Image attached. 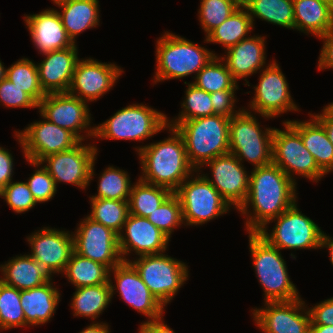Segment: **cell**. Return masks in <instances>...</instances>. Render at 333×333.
Returning <instances> with one entry per match:
<instances>
[{
    "instance_id": "obj_22",
    "label": "cell",
    "mask_w": 333,
    "mask_h": 333,
    "mask_svg": "<svg viewBox=\"0 0 333 333\" xmlns=\"http://www.w3.org/2000/svg\"><path fill=\"white\" fill-rule=\"evenodd\" d=\"M170 241L147 218L128 214L119 234V250L123 261L129 262V256L133 252L137 257L166 252Z\"/></svg>"
},
{
    "instance_id": "obj_13",
    "label": "cell",
    "mask_w": 333,
    "mask_h": 333,
    "mask_svg": "<svg viewBox=\"0 0 333 333\" xmlns=\"http://www.w3.org/2000/svg\"><path fill=\"white\" fill-rule=\"evenodd\" d=\"M95 144H84L81 141L70 150L54 153L43 158L40 163L50 176L58 183L71 184L86 190L94 179L95 164L98 154Z\"/></svg>"
},
{
    "instance_id": "obj_39",
    "label": "cell",
    "mask_w": 333,
    "mask_h": 333,
    "mask_svg": "<svg viewBox=\"0 0 333 333\" xmlns=\"http://www.w3.org/2000/svg\"><path fill=\"white\" fill-rule=\"evenodd\" d=\"M6 78L25 91L37 104L46 95L39 82L37 65L29 58H21L8 67Z\"/></svg>"
},
{
    "instance_id": "obj_53",
    "label": "cell",
    "mask_w": 333,
    "mask_h": 333,
    "mask_svg": "<svg viewBox=\"0 0 333 333\" xmlns=\"http://www.w3.org/2000/svg\"><path fill=\"white\" fill-rule=\"evenodd\" d=\"M78 333H111L108 323L105 322H92L86 328Z\"/></svg>"
},
{
    "instance_id": "obj_60",
    "label": "cell",
    "mask_w": 333,
    "mask_h": 333,
    "mask_svg": "<svg viewBox=\"0 0 333 333\" xmlns=\"http://www.w3.org/2000/svg\"><path fill=\"white\" fill-rule=\"evenodd\" d=\"M328 105L333 109V102L328 103Z\"/></svg>"
},
{
    "instance_id": "obj_24",
    "label": "cell",
    "mask_w": 333,
    "mask_h": 333,
    "mask_svg": "<svg viewBox=\"0 0 333 333\" xmlns=\"http://www.w3.org/2000/svg\"><path fill=\"white\" fill-rule=\"evenodd\" d=\"M77 47L74 44L66 49L42 54L45 58L36 65L41 88L46 94L68 92L80 60Z\"/></svg>"
},
{
    "instance_id": "obj_17",
    "label": "cell",
    "mask_w": 333,
    "mask_h": 333,
    "mask_svg": "<svg viewBox=\"0 0 333 333\" xmlns=\"http://www.w3.org/2000/svg\"><path fill=\"white\" fill-rule=\"evenodd\" d=\"M112 273L114 282L111 279ZM109 283L111 298L116 294L115 292L119 293V297L124 300V303L146 318L148 317L144 322L163 316L166 308L151 293L130 262L123 261L110 270Z\"/></svg>"
},
{
    "instance_id": "obj_54",
    "label": "cell",
    "mask_w": 333,
    "mask_h": 333,
    "mask_svg": "<svg viewBox=\"0 0 333 333\" xmlns=\"http://www.w3.org/2000/svg\"><path fill=\"white\" fill-rule=\"evenodd\" d=\"M326 248L329 252V259L331 262V265L333 266V237L327 235L323 232L322 240H321V247L320 249Z\"/></svg>"
},
{
    "instance_id": "obj_58",
    "label": "cell",
    "mask_w": 333,
    "mask_h": 333,
    "mask_svg": "<svg viewBox=\"0 0 333 333\" xmlns=\"http://www.w3.org/2000/svg\"><path fill=\"white\" fill-rule=\"evenodd\" d=\"M53 2V4L57 5L59 3H62V2H65V1H68V0H51Z\"/></svg>"
},
{
    "instance_id": "obj_33",
    "label": "cell",
    "mask_w": 333,
    "mask_h": 333,
    "mask_svg": "<svg viewBox=\"0 0 333 333\" xmlns=\"http://www.w3.org/2000/svg\"><path fill=\"white\" fill-rule=\"evenodd\" d=\"M110 269L73 251L62 276L75 288L94 286L109 282Z\"/></svg>"
},
{
    "instance_id": "obj_35",
    "label": "cell",
    "mask_w": 333,
    "mask_h": 333,
    "mask_svg": "<svg viewBox=\"0 0 333 333\" xmlns=\"http://www.w3.org/2000/svg\"><path fill=\"white\" fill-rule=\"evenodd\" d=\"M244 7L254 25L258 18L294 31L293 0H250Z\"/></svg>"
},
{
    "instance_id": "obj_38",
    "label": "cell",
    "mask_w": 333,
    "mask_h": 333,
    "mask_svg": "<svg viewBox=\"0 0 333 333\" xmlns=\"http://www.w3.org/2000/svg\"><path fill=\"white\" fill-rule=\"evenodd\" d=\"M89 202L91 212L87 216L119 235L129 214L128 201L89 198Z\"/></svg>"
},
{
    "instance_id": "obj_7",
    "label": "cell",
    "mask_w": 333,
    "mask_h": 333,
    "mask_svg": "<svg viewBox=\"0 0 333 333\" xmlns=\"http://www.w3.org/2000/svg\"><path fill=\"white\" fill-rule=\"evenodd\" d=\"M256 116L258 115L243 108L230 118L229 123V153H232L240 163L248 161L254 166L253 168L272 163V140L275 129L265 126V129L262 128Z\"/></svg>"
},
{
    "instance_id": "obj_8",
    "label": "cell",
    "mask_w": 333,
    "mask_h": 333,
    "mask_svg": "<svg viewBox=\"0 0 333 333\" xmlns=\"http://www.w3.org/2000/svg\"><path fill=\"white\" fill-rule=\"evenodd\" d=\"M297 205L298 201L270 220L258 234L279 250L320 249L324 231L315 221L304 215ZM273 222L275 224L269 230L267 225Z\"/></svg>"
},
{
    "instance_id": "obj_50",
    "label": "cell",
    "mask_w": 333,
    "mask_h": 333,
    "mask_svg": "<svg viewBox=\"0 0 333 333\" xmlns=\"http://www.w3.org/2000/svg\"><path fill=\"white\" fill-rule=\"evenodd\" d=\"M14 166L12 153L0 146V191L13 180Z\"/></svg>"
},
{
    "instance_id": "obj_18",
    "label": "cell",
    "mask_w": 333,
    "mask_h": 333,
    "mask_svg": "<svg viewBox=\"0 0 333 333\" xmlns=\"http://www.w3.org/2000/svg\"><path fill=\"white\" fill-rule=\"evenodd\" d=\"M252 308V318L265 333H310L308 306L300 297L292 301L264 302Z\"/></svg>"
},
{
    "instance_id": "obj_56",
    "label": "cell",
    "mask_w": 333,
    "mask_h": 333,
    "mask_svg": "<svg viewBox=\"0 0 333 333\" xmlns=\"http://www.w3.org/2000/svg\"><path fill=\"white\" fill-rule=\"evenodd\" d=\"M1 61L2 60L0 59V81L6 78V71H7V68L4 67L5 65H3L4 63Z\"/></svg>"
},
{
    "instance_id": "obj_42",
    "label": "cell",
    "mask_w": 333,
    "mask_h": 333,
    "mask_svg": "<svg viewBox=\"0 0 333 333\" xmlns=\"http://www.w3.org/2000/svg\"><path fill=\"white\" fill-rule=\"evenodd\" d=\"M239 7L235 0H201L197 15L205 37Z\"/></svg>"
},
{
    "instance_id": "obj_43",
    "label": "cell",
    "mask_w": 333,
    "mask_h": 333,
    "mask_svg": "<svg viewBox=\"0 0 333 333\" xmlns=\"http://www.w3.org/2000/svg\"><path fill=\"white\" fill-rule=\"evenodd\" d=\"M147 219L171 240L174 230L184 225L178 196L172 193Z\"/></svg>"
},
{
    "instance_id": "obj_29",
    "label": "cell",
    "mask_w": 333,
    "mask_h": 333,
    "mask_svg": "<svg viewBox=\"0 0 333 333\" xmlns=\"http://www.w3.org/2000/svg\"><path fill=\"white\" fill-rule=\"evenodd\" d=\"M294 30L321 37L333 29V8L321 0H293Z\"/></svg>"
},
{
    "instance_id": "obj_57",
    "label": "cell",
    "mask_w": 333,
    "mask_h": 333,
    "mask_svg": "<svg viewBox=\"0 0 333 333\" xmlns=\"http://www.w3.org/2000/svg\"><path fill=\"white\" fill-rule=\"evenodd\" d=\"M240 6H245L250 0H235Z\"/></svg>"
},
{
    "instance_id": "obj_44",
    "label": "cell",
    "mask_w": 333,
    "mask_h": 333,
    "mask_svg": "<svg viewBox=\"0 0 333 333\" xmlns=\"http://www.w3.org/2000/svg\"><path fill=\"white\" fill-rule=\"evenodd\" d=\"M29 165L35 168L30 177L27 178V185L37 204L51 201L57 194L55 181L48 173L47 169L40 163L25 159Z\"/></svg>"
},
{
    "instance_id": "obj_48",
    "label": "cell",
    "mask_w": 333,
    "mask_h": 333,
    "mask_svg": "<svg viewBox=\"0 0 333 333\" xmlns=\"http://www.w3.org/2000/svg\"><path fill=\"white\" fill-rule=\"evenodd\" d=\"M311 324L333 326V297L325 299L315 306H308Z\"/></svg>"
},
{
    "instance_id": "obj_59",
    "label": "cell",
    "mask_w": 333,
    "mask_h": 333,
    "mask_svg": "<svg viewBox=\"0 0 333 333\" xmlns=\"http://www.w3.org/2000/svg\"><path fill=\"white\" fill-rule=\"evenodd\" d=\"M327 4H329L333 8V0H321Z\"/></svg>"
},
{
    "instance_id": "obj_32",
    "label": "cell",
    "mask_w": 333,
    "mask_h": 333,
    "mask_svg": "<svg viewBox=\"0 0 333 333\" xmlns=\"http://www.w3.org/2000/svg\"><path fill=\"white\" fill-rule=\"evenodd\" d=\"M254 27L247 9L240 6L223 23L214 28L203 42L221 44L226 51L243 39L250 37Z\"/></svg>"
},
{
    "instance_id": "obj_46",
    "label": "cell",
    "mask_w": 333,
    "mask_h": 333,
    "mask_svg": "<svg viewBox=\"0 0 333 333\" xmlns=\"http://www.w3.org/2000/svg\"><path fill=\"white\" fill-rule=\"evenodd\" d=\"M0 105L7 108H37L38 104L7 78L0 81Z\"/></svg>"
},
{
    "instance_id": "obj_12",
    "label": "cell",
    "mask_w": 333,
    "mask_h": 333,
    "mask_svg": "<svg viewBox=\"0 0 333 333\" xmlns=\"http://www.w3.org/2000/svg\"><path fill=\"white\" fill-rule=\"evenodd\" d=\"M258 85H255L254 96L248 102L247 111L272 119L287 112H299L300 108L294 102L289 90V84L281 67L273 60L260 71ZM251 109V110H250Z\"/></svg>"
},
{
    "instance_id": "obj_5",
    "label": "cell",
    "mask_w": 333,
    "mask_h": 333,
    "mask_svg": "<svg viewBox=\"0 0 333 333\" xmlns=\"http://www.w3.org/2000/svg\"><path fill=\"white\" fill-rule=\"evenodd\" d=\"M247 234L252 265L264 292V302L292 301L300 298L296 285L289 277L281 250L270 245L258 232Z\"/></svg>"
},
{
    "instance_id": "obj_9",
    "label": "cell",
    "mask_w": 333,
    "mask_h": 333,
    "mask_svg": "<svg viewBox=\"0 0 333 333\" xmlns=\"http://www.w3.org/2000/svg\"><path fill=\"white\" fill-rule=\"evenodd\" d=\"M165 253L142 255L129 261L164 307L175 298L179 289L189 280L188 265Z\"/></svg>"
},
{
    "instance_id": "obj_52",
    "label": "cell",
    "mask_w": 333,
    "mask_h": 333,
    "mask_svg": "<svg viewBox=\"0 0 333 333\" xmlns=\"http://www.w3.org/2000/svg\"><path fill=\"white\" fill-rule=\"evenodd\" d=\"M138 330L139 333H176L172 328L165 324L163 316L152 321L141 322Z\"/></svg>"
},
{
    "instance_id": "obj_27",
    "label": "cell",
    "mask_w": 333,
    "mask_h": 333,
    "mask_svg": "<svg viewBox=\"0 0 333 333\" xmlns=\"http://www.w3.org/2000/svg\"><path fill=\"white\" fill-rule=\"evenodd\" d=\"M0 272L1 281L18 290L40 287L54 278L28 253L16 255L2 263Z\"/></svg>"
},
{
    "instance_id": "obj_4",
    "label": "cell",
    "mask_w": 333,
    "mask_h": 333,
    "mask_svg": "<svg viewBox=\"0 0 333 333\" xmlns=\"http://www.w3.org/2000/svg\"><path fill=\"white\" fill-rule=\"evenodd\" d=\"M229 123L230 118L214 114L167 125L182 136L190 164L202 173L206 162L229 153Z\"/></svg>"
},
{
    "instance_id": "obj_55",
    "label": "cell",
    "mask_w": 333,
    "mask_h": 333,
    "mask_svg": "<svg viewBox=\"0 0 333 333\" xmlns=\"http://www.w3.org/2000/svg\"><path fill=\"white\" fill-rule=\"evenodd\" d=\"M310 333H333V326H331V325L311 324Z\"/></svg>"
},
{
    "instance_id": "obj_37",
    "label": "cell",
    "mask_w": 333,
    "mask_h": 333,
    "mask_svg": "<svg viewBox=\"0 0 333 333\" xmlns=\"http://www.w3.org/2000/svg\"><path fill=\"white\" fill-rule=\"evenodd\" d=\"M99 175L97 194L89 198L128 201L133 183L127 171L108 165Z\"/></svg>"
},
{
    "instance_id": "obj_6",
    "label": "cell",
    "mask_w": 333,
    "mask_h": 333,
    "mask_svg": "<svg viewBox=\"0 0 333 333\" xmlns=\"http://www.w3.org/2000/svg\"><path fill=\"white\" fill-rule=\"evenodd\" d=\"M166 126V114L146 104L134 103L95 125L94 139L141 142L165 131Z\"/></svg>"
},
{
    "instance_id": "obj_15",
    "label": "cell",
    "mask_w": 333,
    "mask_h": 333,
    "mask_svg": "<svg viewBox=\"0 0 333 333\" xmlns=\"http://www.w3.org/2000/svg\"><path fill=\"white\" fill-rule=\"evenodd\" d=\"M24 158L40 162L48 155L72 149L81 141L70 131L41 120L28 124L23 130H14Z\"/></svg>"
},
{
    "instance_id": "obj_36",
    "label": "cell",
    "mask_w": 333,
    "mask_h": 333,
    "mask_svg": "<svg viewBox=\"0 0 333 333\" xmlns=\"http://www.w3.org/2000/svg\"><path fill=\"white\" fill-rule=\"evenodd\" d=\"M194 80L192 84L208 93L239 89V83L233 79L231 72L219 56L212 58L197 73Z\"/></svg>"
},
{
    "instance_id": "obj_40",
    "label": "cell",
    "mask_w": 333,
    "mask_h": 333,
    "mask_svg": "<svg viewBox=\"0 0 333 333\" xmlns=\"http://www.w3.org/2000/svg\"><path fill=\"white\" fill-rule=\"evenodd\" d=\"M184 84L187 85V88L183 102H181V111L172 119L167 116V122H184L214 115L211 93L197 88L190 82L185 81Z\"/></svg>"
},
{
    "instance_id": "obj_51",
    "label": "cell",
    "mask_w": 333,
    "mask_h": 333,
    "mask_svg": "<svg viewBox=\"0 0 333 333\" xmlns=\"http://www.w3.org/2000/svg\"><path fill=\"white\" fill-rule=\"evenodd\" d=\"M322 113H310L325 129L329 140L333 144V109L329 105L323 107Z\"/></svg>"
},
{
    "instance_id": "obj_26",
    "label": "cell",
    "mask_w": 333,
    "mask_h": 333,
    "mask_svg": "<svg viewBox=\"0 0 333 333\" xmlns=\"http://www.w3.org/2000/svg\"><path fill=\"white\" fill-rule=\"evenodd\" d=\"M53 281L32 289L20 290V302L26 323L40 326L51 321L61 301V292Z\"/></svg>"
},
{
    "instance_id": "obj_47",
    "label": "cell",
    "mask_w": 333,
    "mask_h": 333,
    "mask_svg": "<svg viewBox=\"0 0 333 333\" xmlns=\"http://www.w3.org/2000/svg\"><path fill=\"white\" fill-rule=\"evenodd\" d=\"M235 93L236 90H222L211 93V103L216 115L232 118L243 109V107L235 109V107L237 108L235 104L238 102Z\"/></svg>"
},
{
    "instance_id": "obj_30",
    "label": "cell",
    "mask_w": 333,
    "mask_h": 333,
    "mask_svg": "<svg viewBox=\"0 0 333 333\" xmlns=\"http://www.w3.org/2000/svg\"><path fill=\"white\" fill-rule=\"evenodd\" d=\"M63 26L74 44L76 38L88 29L100 25L99 0H68L56 5Z\"/></svg>"
},
{
    "instance_id": "obj_23",
    "label": "cell",
    "mask_w": 333,
    "mask_h": 333,
    "mask_svg": "<svg viewBox=\"0 0 333 333\" xmlns=\"http://www.w3.org/2000/svg\"><path fill=\"white\" fill-rule=\"evenodd\" d=\"M266 38L252 35L227 49L224 56H219L237 83L244 79L243 85L250 86L247 78L259 73L272 62L266 63Z\"/></svg>"
},
{
    "instance_id": "obj_2",
    "label": "cell",
    "mask_w": 333,
    "mask_h": 333,
    "mask_svg": "<svg viewBox=\"0 0 333 333\" xmlns=\"http://www.w3.org/2000/svg\"><path fill=\"white\" fill-rule=\"evenodd\" d=\"M165 130L170 134L167 138L134 148L142 171L139 179L174 193L196 170L188 160L182 136L168 125Z\"/></svg>"
},
{
    "instance_id": "obj_49",
    "label": "cell",
    "mask_w": 333,
    "mask_h": 333,
    "mask_svg": "<svg viewBox=\"0 0 333 333\" xmlns=\"http://www.w3.org/2000/svg\"><path fill=\"white\" fill-rule=\"evenodd\" d=\"M318 39L323 42L317 63L318 71L333 69V29Z\"/></svg>"
},
{
    "instance_id": "obj_28",
    "label": "cell",
    "mask_w": 333,
    "mask_h": 333,
    "mask_svg": "<svg viewBox=\"0 0 333 333\" xmlns=\"http://www.w3.org/2000/svg\"><path fill=\"white\" fill-rule=\"evenodd\" d=\"M310 120H284L300 135L305 148L314 157L318 167L327 175L333 172V144L324 127L308 113Z\"/></svg>"
},
{
    "instance_id": "obj_1",
    "label": "cell",
    "mask_w": 333,
    "mask_h": 333,
    "mask_svg": "<svg viewBox=\"0 0 333 333\" xmlns=\"http://www.w3.org/2000/svg\"><path fill=\"white\" fill-rule=\"evenodd\" d=\"M250 172L248 195L238 209V213L246 217L247 233L259 232L298 201L297 184L276 164L253 168Z\"/></svg>"
},
{
    "instance_id": "obj_31",
    "label": "cell",
    "mask_w": 333,
    "mask_h": 333,
    "mask_svg": "<svg viewBox=\"0 0 333 333\" xmlns=\"http://www.w3.org/2000/svg\"><path fill=\"white\" fill-rule=\"evenodd\" d=\"M110 283L75 288L70 307L74 317L96 321L111 303ZM96 319V320H95ZM94 320V321H93Z\"/></svg>"
},
{
    "instance_id": "obj_34",
    "label": "cell",
    "mask_w": 333,
    "mask_h": 333,
    "mask_svg": "<svg viewBox=\"0 0 333 333\" xmlns=\"http://www.w3.org/2000/svg\"><path fill=\"white\" fill-rule=\"evenodd\" d=\"M169 189L137 179L128 199L129 214L147 218L172 194Z\"/></svg>"
},
{
    "instance_id": "obj_19",
    "label": "cell",
    "mask_w": 333,
    "mask_h": 333,
    "mask_svg": "<svg viewBox=\"0 0 333 333\" xmlns=\"http://www.w3.org/2000/svg\"><path fill=\"white\" fill-rule=\"evenodd\" d=\"M122 72L123 68L116 63H103L92 57L81 58L68 93L87 103L97 101L115 86Z\"/></svg>"
},
{
    "instance_id": "obj_21",
    "label": "cell",
    "mask_w": 333,
    "mask_h": 333,
    "mask_svg": "<svg viewBox=\"0 0 333 333\" xmlns=\"http://www.w3.org/2000/svg\"><path fill=\"white\" fill-rule=\"evenodd\" d=\"M203 166L209 167L211 176L203 172V176L213 185L228 204L238 210L245 202L249 190L250 172L244 164L232 154L217 156ZM212 177V178H210Z\"/></svg>"
},
{
    "instance_id": "obj_11",
    "label": "cell",
    "mask_w": 333,
    "mask_h": 333,
    "mask_svg": "<svg viewBox=\"0 0 333 333\" xmlns=\"http://www.w3.org/2000/svg\"><path fill=\"white\" fill-rule=\"evenodd\" d=\"M282 124L283 130L275 128L273 131L272 163L276 164L295 184H297L296 176L316 183L321 181L326 174L305 148L301 135L288 122Z\"/></svg>"
},
{
    "instance_id": "obj_10",
    "label": "cell",
    "mask_w": 333,
    "mask_h": 333,
    "mask_svg": "<svg viewBox=\"0 0 333 333\" xmlns=\"http://www.w3.org/2000/svg\"><path fill=\"white\" fill-rule=\"evenodd\" d=\"M174 193L181 203L184 226H202L231 211L228 202L198 170Z\"/></svg>"
},
{
    "instance_id": "obj_3",
    "label": "cell",
    "mask_w": 333,
    "mask_h": 333,
    "mask_svg": "<svg viewBox=\"0 0 333 333\" xmlns=\"http://www.w3.org/2000/svg\"><path fill=\"white\" fill-rule=\"evenodd\" d=\"M153 83L180 79L197 73L218 54L185 37L165 31L156 40Z\"/></svg>"
},
{
    "instance_id": "obj_25",
    "label": "cell",
    "mask_w": 333,
    "mask_h": 333,
    "mask_svg": "<svg viewBox=\"0 0 333 333\" xmlns=\"http://www.w3.org/2000/svg\"><path fill=\"white\" fill-rule=\"evenodd\" d=\"M31 41L40 54L66 49L74 43L69 38L57 9L47 8L37 14H24Z\"/></svg>"
},
{
    "instance_id": "obj_41",
    "label": "cell",
    "mask_w": 333,
    "mask_h": 333,
    "mask_svg": "<svg viewBox=\"0 0 333 333\" xmlns=\"http://www.w3.org/2000/svg\"><path fill=\"white\" fill-rule=\"evenodd\" d=\"M30 327L25 320L20 302V290L0 283V331Z\"/></svg>"
},
{
    "instance_id": "obj_16",
    "label": "cell",
    "mask_w": 333,
    "mask_h": 333,
    "mask_svg": "<svg viewBox=\"0 0 333 333\" xmlns=\"http://www.w3.org/2000/svg\"><path fill=\"white\" fill-rule=\"evenodd\" d=\"M72 232L74 251L112 270L123 262L119 250V235L103 224L85 216Z\"/></svg>"
},
{
    "instance_id": "obj_20",
    "label": "cell",
    "mask_w": 333,
    "mask_h": 333,
    "mask_svg": "<svg viewBox=\"0 0 333 333\" xmlns=\"http://www.w3.org/2000/svg\"><path fill=\"white\" fill-rule=\"evenodd\" d=\"M44 227L26 237L31 246L29 255L53 277L63 274L74 251L72 231Z\"/></svg>"
},
{
    "instance_id": "obj_14",
    "label": "cell",
    "mask_w": 333,
    "mask_h": 333,
    "mask_svg": "<svg viewBox=\"0 0 333 333\" xmlns=\"http://www.w3.org/2000/svg\"><path fill=\"white\" fill-rule=\"evenodd\" d=\"M88 104L68 92L47 93L37 108L46 120L72 132L80 141H87L95 133Z\"/></svg>"
},
{
    "instance_id": "obj_45",
    "label": "cell",
    "mask_w": 333,
    "mask_h": 333,
    "mask_svg": "<svg viewBox=\"0 0 333 333\" xmlns=\"http://www.w3.org/2000/svg\"><path fill=\"white\" fill-rule=\"evenodd\" d=\"M0 198L17 214L28 212L37 205L25 181H11L0 191Z\"/></svg>"
}]
</instances>
